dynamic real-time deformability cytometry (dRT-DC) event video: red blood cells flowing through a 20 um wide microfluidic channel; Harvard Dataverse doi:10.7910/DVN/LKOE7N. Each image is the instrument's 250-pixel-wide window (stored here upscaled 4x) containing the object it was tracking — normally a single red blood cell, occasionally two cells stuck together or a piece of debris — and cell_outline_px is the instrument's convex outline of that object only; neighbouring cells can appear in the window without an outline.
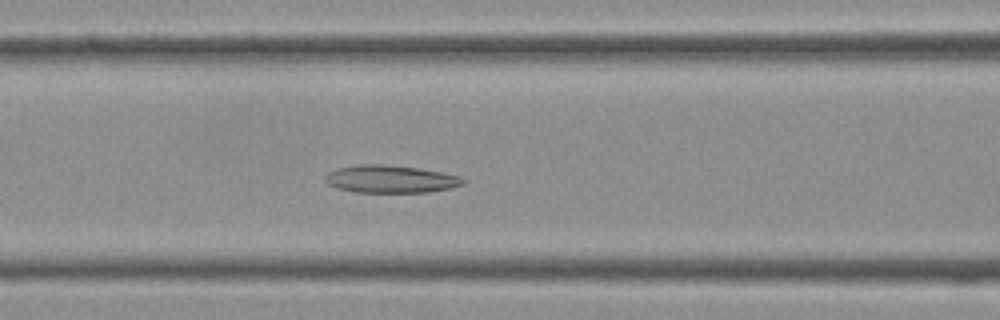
{"species": "Egyptian fruit bat (a non-hibernating species)", "species_latin": "Rousettus aegyptiacus", "temperature_condition": "cold", "stored_images_in_passage": 37, "camera_frame_rate_fps": 3000, "um_per_image_px": 0.085, "frame": {"image": 1, "passage_image": 14, "time_ms": 4.333, "image_size_px": [1000, 320], "cell_outline_px": [[464, 184], [452, 188], [428, 192], [356, 192], [336, 188], [328, 184], [324, 180], [324, 176], [328, 172], [336, 168], [356, 164], [384, 164], [416, 168], [440, 172], [460, 176], [464, 180]], "centroid_in_image_um": [33.15, 15.22], "position_along_channel_um": 133.5, "area_um2": 22.25}}
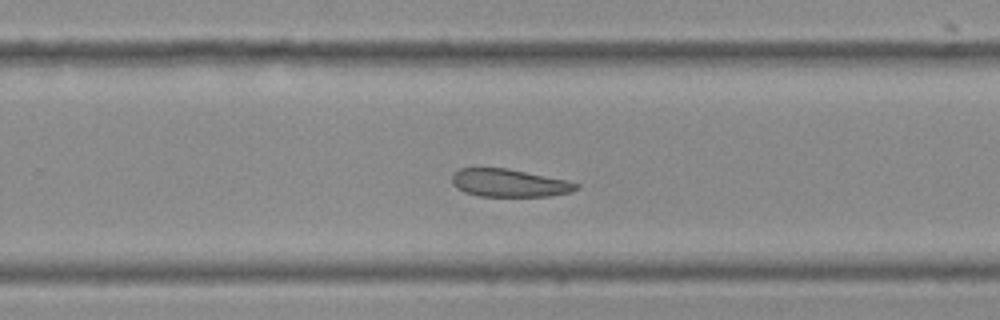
{"frame": {"image": 2, "passage_image": 23, "time_ms": 7.333, "image_size_px": [1000, 320], "cell_outline_px": [[580, 188], [572, 192], [548, 196], [480, 196], [464, 192], [456, 188], [452, 184], [452, 172], [460, 168], [508, 168], [568, 180], [580, 184]], "centroid_in_image_um": [43.29, 15.55], "position_along_channel_um": 286.5, "area_um2": 20.4}}
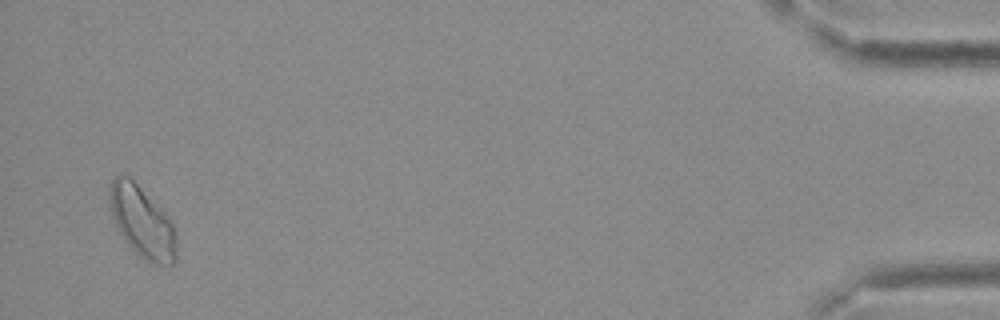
{"frame": {"image": 3, "passage_image": 36, "time_ms": 11.667, "image_size_px": [1000, 320], "cell_outline_px": [[176, 264], [152, 264], [140, 256], [124, 240], [116, 224], [108, 204], [108, 184], [120, 172], [128, 176], [172, 220], [176, 236]], "centroid_in_image_um": [12.06, 18.85], "position_along_channel_um": 423.1, "area_um2": 27.74}}